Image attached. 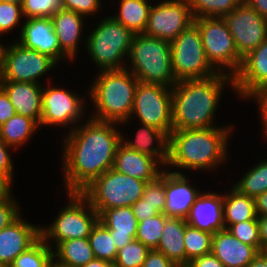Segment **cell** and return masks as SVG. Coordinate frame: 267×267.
<instances>
[{
  "mask_svg": "<svg viewBox=\"0 0 267 267\" xmlns=\"http://www.w3.org/2000/svg\"><path fill=\"white\" fill-rule=\"evenodd\" d=\"M78 125L63 139L62 175L67 193H81L96 178L112 169L122 140V132L116 129L118 123L89 117L85 124Z\"/></svg>",
  "mask_w": 267,
  "mask_h": 267,
  "instance_id": "cell-1",
  "label": "cell"
},
{
  "mask_svg": "<svg viewBox=\"0 0 267 267\" xmlns=\"http://www.w3.org/2000/svg\"><path fill=\"white\" fill-rule=\"evenodd\" d=\"M233 76L221 73L203 79L177 81L172 87V131L217 127L213 125L224 87Z\"/></svg>",
  "mask_w": 267,
  "mask_h": 267,
  "instance_id": "cell-2",
  "label": "cell"
},
{
  "mask_svg": "<svg viewBox=\"0 0 267 267\" xmlns=\"http://www.w3.org/2000/svg\"><path fill=\"white\" fill-rule=\"evenodd\" d=\"M232 126L171 131L166 169L216 170L227 160Z\"/></svg>",
  "mask_w": 267,
  "mask_h": 267,
  "instance_id": "cell-3",
  "label": "cell"
},
{
  "mask_svg": "<svg viewBox=\"0 0 267 267\" xmlns=\"http://www.w3.org/2000/svg\"><path fill=\"white\" fill-rule=\"evenodd\" d=\"M100 72L87 90L96 109L90 117L120 125L130 122L139 80L126 68Z\"/></svg>",
  "mask_w": 267,
  "mask_h": 267,
  "instance_id": "cell-4",
  "label": "cell"
},
{
  "mask_svg": "<svg viewBox=\"0 0 267 267\" xmlns=\"http://www.w3.org/2000/svg\"><path fill=\"white\" fill-rule=\"evenodd\" d=\"M130 58V59H129ZM131 66H126L142 83L173 87L177 81L172 70L171 45L169 41L135 34L128 55ZM129 67H131L129 69Z\"/></svg>",
  "mask_w": 267,
  "mask_h": 267,
  "instance_id": "cell-5",
  "label": "cell"
},
{
  "mask_svg": "<svg viewBox=\"0 0 267 267\" xmlns=\"http://www.w3.org/2000/svg\"><path fill=\"white\" fill-rule=\"evenodd\" d=\"M134 36L111 15L102 19L83 42H87V54L100 67L99 71L120 70L127 66L124 59H128Z\"/></svg>",
  "mask_w": 267,
  "mask_h": 267,
  "instance_id": "cell-6",
  "label": "cell"
},
{
  "mask_svg": "<svg viewBox=\"0 0 267 267\" xmlns=\"http://www.w3.org/2000/svg\"><path fill=\"white\" fill-rule=\"evenodd\" d=\"M67 195L69 201L55 216L53 223L41 226V238L50 247L55 248L61 241L88 237L99 220L98 213L82 193L68 192Z\"/></svg>",
  "mask_w": 267,
  "mask_h": 267,
  "instance_id": "cell-7",
  "label": "cell"
},
{
  "mask_svg": "<svg viewBox=\"0 0 267 267\" xmlns=\"http://www.w3.org/2000/svg\"><path fill=\"white\" fill-rule=\"evenodd\" d=\"M147 182L121 174L113 168L96 178L81 193L100 215L104 210L132 206L139 200Z\"/></svg>",
  "mask_w": 267,
  "mask_h": 267,
  "instance_id": "cell-8",
  "label": "cell"
},
{
  "mask_svg": "<svg viewBox=\"0 0 267 267\" xmlns=\"http://www.w3.org/2000/svg\"><path fill=\"white\" fill-rule=\"evenodd\" d=\"M194 23L200 30L210 64L218 72L234 76L241 67L243 57L238 53L226 21L220 17H201L195 18Z\"/></svg>",
  "mask_w": 267,
  "mask_h": 267,
  "instance_id": "cell-9",
  "label": "cell"
},
{
  "mask_svg": "<svg viewBox=\"0 0 267 267\" xmlns=\"http://www.w3.org/2000/svg\"><path fill=\"white\" fill-rule=\"evenodd\" d=\"M170 45L176 81L203 79L219 73L206 58L200 30L195 23L183 30Z\"/></svg>",
  "mask_w": 267,
  "mask_h": 267,
  "instance_id": "cell-10",
  "label": "cell"
},
{
  "mask_svg": "<svg viewBox=\"0 0 267 267\" xmlns=\"http://www.w3.org/2000/svg\"><path fill=\"white\" fill-rule=\"evenodd\" d=\"M14 41L8 47L4 45L0 52V80L40 84V78L58 63L50 56Z\"/></svg>",
  "mask_w": 267,
  "mask_h": 267,
  "instance_id": "cell-11",
  "label": "cell"
},
{
  "mask_svg": "<svg viewBox=\"0 0 267 267\" xmlns=\"http://www.w3.org/2000/svg\"><path fill=\"white\" fill-rule=\"evenodd\" d=\"M140 124H146L163 131L168 137L172 125V87L161 84H137L131 118L135 116Z\"/></svg>",
  "mask_w": 267,
  "mask_h": 267,
  "instance_id": "cell-12",
  "label": "cell"
},
{
  "mask_svg": "<svg viewBox=\"0 0 267 267\" xmlns=\"http://www.w3.org/2000/svg\"><path fill=\"white\" fill-rule=\"evenodd\" d=\"M48 82L46 88L43 86L40 127L53 125L67 128L72 124L74 128L71 127L70 130L75 129L78 126L76 123L87 112L84 97L59 87H51L50 79Z\"/></svg>",
  "mask_w": 267,
  "mask_h": 267,
  "instance_id": "cell-13",
  "label": "cell"
},
{
  "mask_svg": "<svg viewBox=\"0 0 267 267\" xmlns=\"http://www.w3.org/2000/svg\"><path fill=\"white\" fill-rule=\"evenodd\" d=\"M193 23L189 0H163L151 6L143 34L171 42Z\"/></svg>",
  "mask_w": 267,
  "mask_h": 267,
  "instance_id": "cell-14",
  "label": "cell"
},
{
  "mask_svg": "<svg viewBox=\"0 0 267 267\" xmlns=\"http://www.w3.org/2000/svg\"><path fill=\"white\" fill-rule=\"evenodd\" d=\"M223 19L226 21L238 53L245 57L267 39V19L244 1Z\"/></svg>",
  "mask_w": 267,
  "mask_h": 267,
  "instance_id": "cell-15",
  "label": "cell"
},
{
  "mask_svg": "<svg viewBox=\"0 0 267 267\" xmlns=\"http://www.w3.org/2000/svg\"><path fill=\"white\" fill-rule=\"evenodd\" d=\"M233 89L241 99H251L267 88V39L245 57L239 71L233 76Z\"/></svg>",
  "mask_w": 267,
  "mask_h": 267,
  "instance_id": "cell-16",
  "label": "cell"
},
{
  "mask_svg": "<svg viewBox=\"0 0 267 267\" xmlns=\"http://www.w3.org/2000/svg\"><path fill=\"white\" fill-rule=\"evenodd\" d=\"M41 238V226L24 221L22 215L0 230V267H10L14 260Z\"/></svg>",
  "mask_w": 267,
  "mask_h": 267,
  "instance_id": "cell-17",
  "label": "cell"
},
{
  "mask_svg": "<svg viewBox=\"0 0 267 267\" xmlns=\"http://www.w3.org/2000/svg\"><path fill=\"white\" fill-rule=\"evenodd\" d=\"M21 27L20 40L17 41L19 44L50 56L57 63L68 59L60 49L50 18L26 19Z\"/></svg>",
  "mask_w": 267,
  "mask_h": 267,
  "instance_id": "cell-18",
  "label": "cell"
},
{
  "mask_svg": "<svg viewBox=\"0 0 267 267\" xmlns=\"http://www.w3.org/2000/svg\"><path fill=\"white\" fill-rule=\"evenodd\" d=\"M187 176L181 171L165 169V199L164 213L168 217L186 218L195 200L201 194L200 189L191 186Z\"/></svg>",
  "mask_w": 267,
  "mask_h": 267,
  "instance_id": "cell-19",
  "label": "cell"
},
{
  "mask_svg": "<svg viewBox=\"0 0 267 267\" xmlns=\"http://www.w3.org/2000/svg\"><path fill=\"white\" fill-rule=\"evenodd\" d=\"M185 219L189 226L212 234L224 229L223 194L201 193Z\"/></svg>",
  "mask_w": 267,
  "mask_h": 267,
  "instance_id": "cell-20",
  "label": "cell"
},
{
  "mask_svg": "<svg viewBox=\"0 0 267 267\" xmlns=\"http://www.w3.org/2000/svg\"><path fill=\"white\" fill-rule=\"evenodd\" d=\"M153 157L130 149L122 142L119 144L113 169L117 172L148 182L155 181L164 168Z\"/></svg>",
  "mask_w": 267,
  "mask_h": 267,
  "instance_id": "cell-21",
  "label": "cell"
},
{
  "mask_svg": "<svg viewBox=\"0 0 267 267\" xmlns=\"http://www.w3.org/2000/svg\"><path fill=\"white\" fill-rule=\"evenodd\" d=\"M30 82L0 80V87L6 92L16 114L33 119L40 127L42 116L43 85Z\"/></svg>",
  "mask_w": 267,
  "mask_h": 267,
  "instance_id": "cell-22",
  "label": "cell"
},
{
  "mask_svg": "<svg viewBox=\"0 0 267 267\" xmlns=\"http://www.w3.org/2000/svg\"><path fill=\"white\" fill-rule=\"evenodd\" d=\"M211 253L224 267H247L259 251L251 245L242 243L224 228L213 234Z\"/></svg>",
  "mask_w": 267,
  "mask_h": 267,
  "instance_id": "cell-23",
  "label": "cell"
},
{
  "mask_svg": "<svg viewBox=\"0 0 267 267\" xmlns=\"http://www.w3.org/2000/svg\"><path fill=\"white\" fill-rule=\"evenodd\" d=\"M54 32L58 38L61 51L73 61L78 53V47L82 38V29H84L83 15L74 11L61 9L51 18ZM81 36V37H80ZM81 38V39H80Z\"/></svg>",
  "mask_w": 267,
  "mask_h": 267,
  "instance_id": "cell-24",
  "label": "cell"
},
{
  "mask_svg": "<svg viewBox=\"0 0 267 267\" xmlns=\"http://www.w3.org/2000/svg\"><path fill=\"white\" fill-rule=\"evenodd\" d=\"M99 221L109 229L117 250L136 237L138 221L131 206L104 210L99 215Z\"/></svg>",
  "mask_w": 267,
  "mask_h": 267,
  "instance_id": "cell-25",
  "label": "cell"
},
{
  "mask_svg": "<svg viewBox=\"0 0 267 267\" xmlns=\"http://www.w3.org/2000/svg\"><path fill=\"white\" fill-rule=\"evenodd\" d=\"M141 125L142 127L139 128L135 135V140H126L124 138L125 135L122 133L121 142L130 149L155 158L163 167H166L169 137L161 130L146 124ZM154 143L156 146H154Z\"/></svg>",
  "mask_w": 267,
  "mask_h": 267,
  "instance_id": "cell-26",
  "label": "cell"
},
{
  "mask_svg": "<svg viewBox=\"0 0 267 267\" xmlns=\"http://www.w3.org/2000/svg\"><path fill=\"white\" fill-rule=\"evenodd\" d=\"M187 225L185 218L168 217L156 248L179 267H186L184 234Z\"/></svg>",
  "mask_w": 267,
  "mask_h": 267,
  "instance_id": "cell-27",
  "label": "cell"
},
{
  "mask_svg": "<svg viewBox=\"0 0 267 267\" xmlns=\"http://www.w3.org/2000/svg\"><path fill=\"white\" fill-rule=\"evenodd\" d=\"M223 195V222L225 228L247 220H258L255 199L241 194L235 188Z\"/></svg>",
  "mask_w": 267,
  "mask_h": 267,
  "instance_id": "cell-28",
  "label": "cell"
},
{
  "mask_svg": "<svg viewBox=\"0 0 267 267\" xmlns=\"http://www.w3.org/2000/svg\"><path fill=\"white\" fill-rule=\"evenodd\" d=\"M52 250L54 261L66 267H81L95 258L88 237L61 241Z\"/></svg>",
  "mask_w": 267,
  "mask_h": 267,
  "instance_id": "cell-29",
  "label": "cell"
},
{
  "mask_svg": "<svg viewBox=\"0 0 267 267\" xmlns=\"http://www.w3.org/2000/svg\"><path fill=\"white\" fill-rule=\"evenodd\" d=\"M149 0H120L118 14L112 17L135 34L144 33L152 4Z\"/></svg>",
  "mask_w": 267,
  "mask_h": 267,
  "instance_id": "cell-30",
  "label": "cell"
},
{
  "mask_svg": "<svg viewBox=\"0 0 267 267\" xmlns=\"http://www.w3.org/2000/svg\"><path fill=\"white\" fill-rule=\"evenodd\" d=\"M38 128L39 125L33 119L15 114L0 126V137L15 151L27 143Z\"/></svg>",
  "mask_w": 267,
  "mask_h": 267,
  "instance_id": "cell-31",
  "label": "cell"
},
{
  "mask_svg": "<svg viewBox=\"0 0 267 267\" xmlns=\"http://www.w3.org/2000/svg\"><path fill=\"white\" fill-rule=\"evenodd\" d=\"M241 194L256 198L267 191V159L247 170L244 176L232 186Z\"/></svg>",
  "mask_w": 267,
  "mask_h": 267,
  "instance_id": "cell-32",
  "label": "cell"
},
{
  "mask_svg": "<svg viewBox=\"0 0 267 267\" xmlns=\"http://www.w3.org/2000/svg\"><path fill=\"white\" fill-rule=\"evenodd\" d=\"M88 240L95 258L110 263L116 260L118 250L114 244V240L111 237L109 229L99 220L92 228Z\"/></svg>",
  "mask_w": 267,
  "mask_h": 267,
  "instance_id": "cell-33",
  "label": "cell"
},
{
  "mask_svg": "<svg viewBox=\"0 0 267 267\" xmlns=\"http://www.w3.org/2000/svg\"><path fill=\"white\" fill-rule=\"evenodd\" d=\"M213 234L207 231L185 227L184 247L186 251V267L189 262L200 256L211 253Z\"/></svg>",
  "mask_w": 267,
  "mask_h": 267,
  "instance_id": "cell-34",
  "label": "cell"
},
{
  "mask_svg": "<svg viewBox=\"0 0 267 267\" xmlns=\"http://www.w3.org/2000/svg\"><path fill=\"white\" fill-rule=\"evenodd\" d=\"M52 248L40 238L27 251L21 253L10 267H51L54 261Z\"/></svg>",
  "mask_w": 267,
  "mask_h": 267,
  "instance_id": "cell-35",
  "label": "cell"
},
{
  "mask_svg": "<svg viewBox=\"0 0 267 267\" xmlns=\"http://www.w3.org/2000/svg\"><path fill=\"white\" fill-rule=\"evenodd\" d=\"M191 11L195 18H223L234 10L243 0H189Z\"/></svg>",
  "mask_w": 267,
  "mask_h": 267,
  "instance_id": "cell-36",
  "label": "cell"
},
{
  "mask_svg": "<svg viewBox=\"0 0 267 267\" xmlns=\"http://www.w3.org/2000/svg\"><path fill=\"white\" fill-rule=\"evenodd\" d=\"M167 218L168 216L165 213H159L156 216L138 222L135 239L142 242L149 249H156Z\"/></svg>",
  "mask_w": 267,
  "mask_h": 267,
  "instance_id": "cell-37",
  "label": "cell"
},
{
  "mask_svg": "<svg viewBox=\"0 0 267 267\" xmlns=\"http://www.w3.org/2000/svg\"><path fill=\"white\" fill-rule=\"evenodd\" d=\"M149 250L142 242L134 239L118 250L114 262L120 267H141Z\"/></svg>",
  "mask_w": 267,
  "mask_h": 267,
  "instance_id": "cell-38",
  "label": "cell"
},
{
  "mask_svg": "<svg viewBox=\"0 0 267 267\" xmlns=\"http://www.w3.org/2000/svg\"><path fill=\"white\" fill-rule=\"evenodd\" d=\"M21 7L26 19L51 18L63 8V0H24Z\"/></svg>",
  "mask_w": 267,
  "mask_h": 267,
  "instance_id": "cell-39",
  "label": "cell"
},
{
  "mask_svg": "<svg viewBox=\"0 0 267 267\" xmlns=\"http://www.w3.org/2000/svg\"><path fill=\"white\" fill-rule=\"evenodd\" d=\"M226 229L242 243L255 247L261 251L258 220H247L229 225Z\"/></svg>",
  "mask_w": 267,
  "mask_h": 267,
  "instance_id": "cell-40",
  "label": "cell"
},
{
  "mask_svg": "<svg viewBox=\"0 0 267 267\" xmlns=\"http://www.w3.org/2000/svg\"><path fill=\"white\" fill-rule=\"evenodd\" d=\"M159 213H164L166 206L165 199V168L160 176L152 182H148L144 187L143 195L141 197Z\"/></svg>",
  "mask_w": 267,
  "mask_h": 267,
  "instance_id": "cell-41",
  "label": "cell"
},
{
  "mask_svg": "<svg viewBox=\"0 0 267 267\" xmlns=\"http://www.w3.org/2000/svg\"><path fill=\"white\" fill-rule=\"evenodd\" d=\"M22 16V7L20 5L0 2V37L20 25Z\"/></svg>",
  "mask_w": 267,
  "mask_h": 267,
  "instance_id": "cell-42",
  "label": "cell"
},
{
  "mask_svg": "<svg viewBox=\"0 0 267 267\" xmlns=\"http://www.w3.org/2000/svg\"><path fill=\"white\" fill-rule=\"evenodd\" d=\"M101 5L100 0H63V9L74 11L84 17L96 15Z\"/></svg>",
  "mask_w": 267,
  "mask_h": 267,
  "instance_id": "cell-43",
  "label": "cell"
},
{
  "mask_svg": "<svg viewBox=\"0 0 267 267\" xmlns=\"http://www.w3.org/2000/svg\"><path fill=\"white\" fill-rule=\"evenodd\" d=\"M19 204L14 199L0 201V230L11 225L15 220L21 216Z\"/></svg>",
  "mask_w": 267,
  "mask_h": 267,
  "instance_id": "cell-44",
  "label": "cell"
},
{
  "mask_svg": "<svg viewBox=\"0 0 267 267\" xmlns=\"http://www.w3.org/2000/svg\"><path fill=\"white\" fill-rule=\"evenodd\" d=\"M13 147L7 145L6 142L0 137V174L7 175L12 181L14 173V164L8 149Z\"/></svg>",
  "mask_w": 267,
  "mask_h": 267,
  "instance_id": "cell-45",
  "label": "cell"
},
{
  "mask_svg": "<svg viewBox=\"0 0 267 267\" xmlns=\"http://www.w3.org/2000/svg\"><path fill=\"white\" fill-rule=\"evenodd\" d=\"M141 267H179L157 249H150Z\"/></svg>",
  "mask_w": 267,
  "mask_h": 267,
  "instance_id": "cell-46",
  "label": "cell"
},
{
  "mask_svg": "<svg viewBox=\"0 0 267 267\" xmlns=\"http://www.w3.org/2000/svg\"><path fill=\"white\" fill-rule=\"evenodd\" d=\"M132 212L134 213L137 221H143L146 218H151L159 214L154 206L147 203L145 200L140 198L131 206Z\"/></svg>",
  "mask_w": 267,
  "mask_h": 267,
  "instance_id": "cell-47",
  "label": "cell"
},
{
  "mask_svg": "<svg viewBox=\"0 0 267 267\" xmlns=\"http://www.w3.org/2000/svg\"><path fill=\"white\" fill-rule=\"evenodd\" d=\"M16 114L6 92L0 87V126Z\"/></svg>",
  "mask_w": 267,
  "mask_h": 267,
  "instance_id": "cell-48",
  "label": "cell"
},
{
  "mask_svg": "<svg viewBox=\"0 0 267 267\" xmlns=\"http://www.w3.org/2000/svg\"><path fill=\"white\" fill-rule=\"evenodd\" d=\"M251 98L255 99L258 104L259 107L258 110L261 115V120H262L261 123L263 126L262 129L265 135L264 138H267V88L260 90Z\"/></svg>",
  "mask_w": 267,
  "mask_h": 267,
  "instance_id": "cell-49",
  "label": "cell"
},
{
  "mask_svg": "<svg viewBox=\"0 0 267 267\" xmlns=\"http://www.w3.org/2000/svg\"><path fill=\"white\" fill-rule=\"evenodd\" d=\"M187 267H224L223 263L212 253L200 256L189 262Z\"/></svg>",
  "mask_w": 267,
  "mask_h": 267,
  "instance_id": "cell-50",
  "label": "cell"
},
{
  "mask_svg": "<svg viewBox=\"0 0 267 267\" xmlns=\"http://www.w3.org/2000/svg\"><path fill=\"white\" fill-rule=\"evenodd\" d=\"M12 182L7 175L0 174V201H5L13 197L11 192Z\"/></svg>",
  "mask_w": 267,
  "mask_h": 267,
  "instance_id": "cell-51",
  "label": "cell"
},
{
  "mask_svg": "<svg viewBox=\"0 0 267 267\" xmlns=\"http://www.w3.org/2000/svg\"><path fill=\"white\" fill-rule=\"evenodd\" d=\"M261 251H267V216H258Z\"/></svg>",
  "mask_w": 267,
  "mask_h": 267,
  "instance_id": "cell-52",
  "label": "cell"
},
{
  "mask_svg": "<svg viewBox=\"0 0 267 267\" xmlns=\"http://www.w3.org/2000/svg\"><path fill=\"white\" fill-rule=\"evenodd\" d=\"M262 17L267 19V0H243Z\"/></svg>",
  "mask_w": 267,
  "mask_h": 267,
  "instance_id": "cell-53",
  "label": "cell"
},
{
  "mask_svg": "<svg viewBox=\"0 0 267 267\" xmlns=\"http://www.w3.org/2000/svg\"><path fill=\"white\" fill-rule=\"evenodd\" d=\"M257 216H267V191L255 198Z\"/></svg>",
  "mask_w": 267,
  "mask_h": 267,
  "instance_id": "cell-54",
  "label": "cell"
},
{
  "mask_svg": "<svg viewBox=\"0 0 267 267\" xmlns=\"http://www.w3.org/2000/svg\"><path fill=\"white\" fill-rule=\"evenodd\" d=\"M247 267H267V251H260Z\"/></svg>",
  "mask_w": 267,
  "mask_h": 267,
  "instance_id": "cell-55",
  "label": "cell"
},
{
  "mask_svg": "<svg viewBox=\"0 0 267 267\" xmlns=\"http://www.w3.org/2000/svg\"><path fill=\"white\" fill-rule=\"evenodd\" d=\"M109 263L110 262L94 258L91 261H89L86 265H83L81 267H107Z\"/></svg>",
  "mask_w": 267,
  "mask_h": 267,
  "instance_id": "cell-56",
  "label": "cell"
},
{
  "mask_svg": "<svg viewBox=\"0 0 267 267\" xmlns=\"http://www.w3.org/2000/svg\"><path fill=\"white\" fill-rule=\"evenodd\" d=\"M0 2H5V3L8 2V3L22 6L24 0H0Z\"/></svg>",
  "mask_w": 267,
  "mask_h": 267,
  "instance_id": "cell-57",
  "label": "cell"
},
{
  "mask_svg": "<svg viewBox=\"0 0 267 267\" xmlns=\"http://www.w3.org/2000/svg\"><path fill=\"white\" fill-rule=\"evenodd\" d=\"M51 267H66V266L60 265L57 262L53 261Z\"/></svg>",
  "mask_w": 267,
  "mask_h": 267,
  "instance_id": "cell-58",
  "label": "cell"
},
{
  "mask_svg": "<svg viewBox=\"0 0 267 267\" xmlns=\"http://www.w3.org/2000/svg\"><path fill=\"white\" fill-rule=\"evenodd\" d=\"M107 267H120L117 263L111 262Z\"/></svg>",
  "mask_w": 267,
  "mask_h": 267,
  "instance_id": "cell-59",
  "label": "cell"
},
{
  "mask_svg": "<svg viewBox=\"0 0 267 267\" xmlns=\"http://www.w3.org/2000/svg\"><path fill=\"white\" fill-rule=\"evenodd\" d=\"M0 40H1V38H0ZM2 48H3V45H2V43L0 42V52H1Z\"/></svg>",
  "mask_w": 267,
  "mask_h": 267,
  "instance_id": "cell-60",
  "label": "cell"
}]
</instances>
